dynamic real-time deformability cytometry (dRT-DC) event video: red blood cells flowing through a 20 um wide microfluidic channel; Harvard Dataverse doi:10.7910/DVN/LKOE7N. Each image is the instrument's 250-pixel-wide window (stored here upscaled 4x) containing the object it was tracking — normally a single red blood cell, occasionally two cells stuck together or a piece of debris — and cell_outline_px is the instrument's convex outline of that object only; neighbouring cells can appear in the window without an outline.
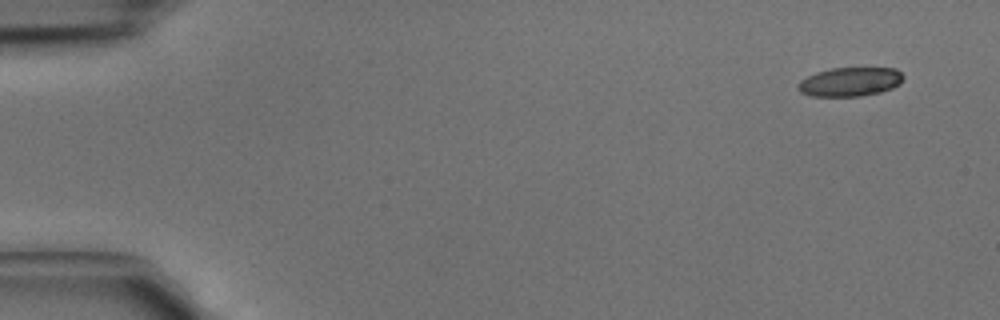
{"species": "common noctule bat (a hibernating species)", "species_latin": "Nyctalus noctula", "temperature_condition": "cold", "stored_images_in_passage": 5, "segment_of_instrument_passage": [1, 2], "camera_frame_rate_fps": 3000, "um_per_image_px": 0.085, "animal": {"sex": "male", "body_mass_g": 15.6}, "frame": {"image": 1, "passage_image": 1, "time_ms": 0.0, "image_size_px": [1000, 320], "cell_outline_px": [[904, 76], [900, 84], [892, 88], [880, 92], [860, 96], [812, 96], [800, 92], [796, 88], [796, 84], [800, 80], [816, 72], [832, 68], [896, 68]], "centroid_in_image_um": [72.23, 6.95], "position_along_channel_um": 12.8, "area_um2": 17.86}}
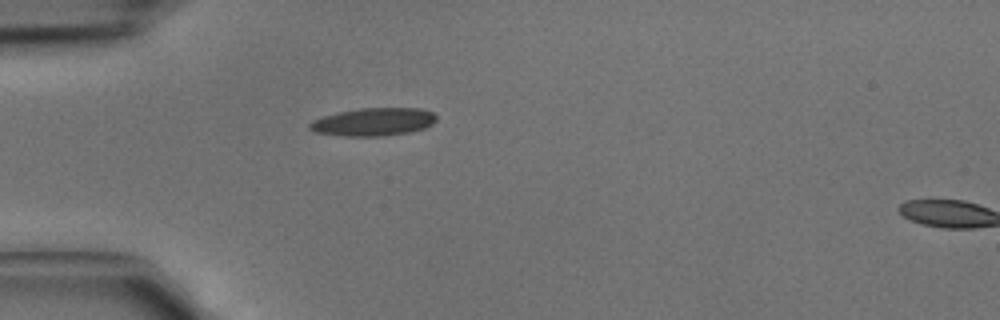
{"frame": {"image": 2, "passage_image": 4, "time_ms": 1.0, "image_size_px": [1000, 320], "cell_outline_px": [[436, 120], [432, 124], [424, 128], [408, 132], [384, 136], [344, 136], [312, 132], [308, 128], [308, 124], [312, 120], [324, 116], [340, 112], [360, 108], [420, 108], [432, 112], [436, 116]], "centroid_in_image_um": [31.71, 10.36], "position_along_channel_um": 53.3, "area_um2": 20.63}}